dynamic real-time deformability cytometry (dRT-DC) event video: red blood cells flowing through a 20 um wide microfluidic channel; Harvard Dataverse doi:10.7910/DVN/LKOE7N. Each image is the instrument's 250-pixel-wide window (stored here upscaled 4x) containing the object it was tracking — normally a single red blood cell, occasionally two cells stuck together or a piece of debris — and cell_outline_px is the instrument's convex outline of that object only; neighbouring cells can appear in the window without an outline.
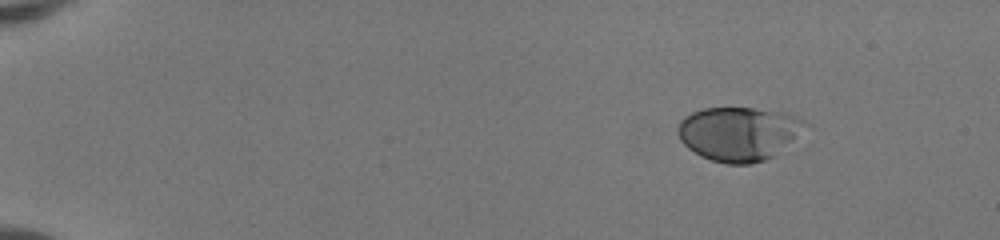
{"species": "human", "species_latin": "Homo sapiens", "temperature_condition": "room temperature", "stored_images_in_passage": 45, "camera_frame_rate_fps": 3000, "um_per_image_px": 0.085, "donor": {"sex": "female"}, "frame": {"image": 1, "passage_image": 1, "time_ms": 0.0, "image_size_px": [1000, 240], "cell_outline_px": [[812, 124], [776, 156], [752, 164], [728, 164], [712, 160], [700, 156], [688, 148], [680, 140], [676, 132], [676, 128], [680, 120], [684, 116], [692, 112], [704, 108], [752, 108], [784, 112], [804, 120]], "centroid_in_image_um": [62.82, 11.36], "position_along_channel_um": 22.2, "area_um2": 40.63}}
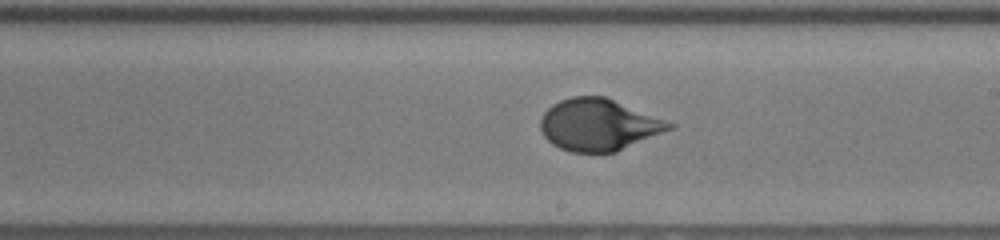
{"frame": {"image": 2, "passage_image": 26, "time_ms": 8.333, "image_size_px": [1000, 240], "cell_outline_px": [[676, 128], [616, 152], [572, 152], [560, 148], [552, 144], [544, 136], [540, 128], [540, 120], [544, 112], [552, 104], [560, 100], [572, 96], [604, 96], [676, 124]], "centroid_in_image_um": [50.9, 10.61], "position_along_channel_um": 238.1, "area_um2": 38.96}}
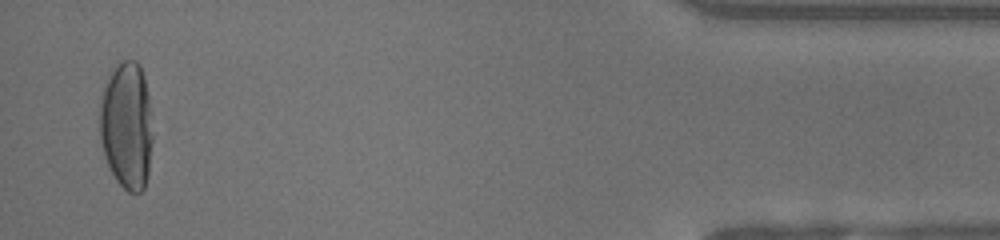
{"frame": {"image": 3, "passage_image": 44, "time_ms": 14.333, "image_size_px": [1000, 240], "cell_outline_px": [[152, 140], [148, 172], [144, 188], [140, 192], [128, 192], [116, 180], [104, 156], [100, 136], [100, 104], [104, 88], [116, 60], [136, 60], [140, 64], [144, 76], [148, 96], [152, 136]], "centroid_in_image_um": [10.76, 10.64], "position_along_channel_um": 424.4, "area_um2": 39.25}, "authors_computed_cell_mechanics": {"area_um2": 38.726, "velocity_mm_per_s": 4.1542, "shape_relaxation_time_tau1_ms": 4.7765, "shape_relaxation_time_tau2_ms": null, "deformation_change_tau1": 0.2239, "deformation_change_tau2": null}}